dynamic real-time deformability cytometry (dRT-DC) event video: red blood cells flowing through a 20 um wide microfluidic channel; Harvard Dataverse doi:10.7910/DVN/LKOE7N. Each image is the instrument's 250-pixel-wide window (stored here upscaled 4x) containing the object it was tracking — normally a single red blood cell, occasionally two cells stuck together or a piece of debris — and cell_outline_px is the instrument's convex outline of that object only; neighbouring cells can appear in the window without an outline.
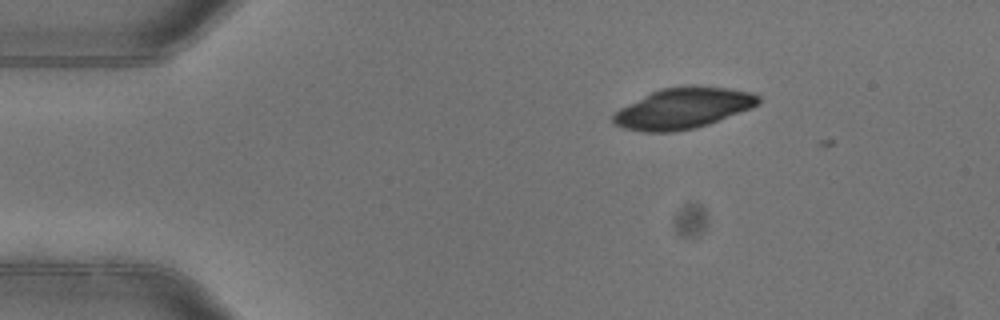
{"species": "common noctule bat (a hibernating species)", "species_latin": "Nyctalus noctula", "temperature_condition": "warm", "stored_images_in_passage": 3, "segment_of_instrument_passage": [1, 2], "camera_frame_rate_fps": 3000, "um_per_image_px": 0.085, "animal": {"sex": "female"}, "frame": {"image": 1, "passage_image": 1, "time_ms": 0.0, "image_size_px": [1000, 320], "cell_outline_px": [[760, 104], [752, 108], [708, 124], [696, 128], [672, 132], [644, 132], [624, 128], [616, 124], [612, 120], [612, 112], [660, 88], [688, 84], [692, 84], [728, 88], [752, 92], [760, 96]], "centroid_in_image_um": [58.08, 9.18], "position_along_channel_um": 26.9, "area_um2": 34.85}}